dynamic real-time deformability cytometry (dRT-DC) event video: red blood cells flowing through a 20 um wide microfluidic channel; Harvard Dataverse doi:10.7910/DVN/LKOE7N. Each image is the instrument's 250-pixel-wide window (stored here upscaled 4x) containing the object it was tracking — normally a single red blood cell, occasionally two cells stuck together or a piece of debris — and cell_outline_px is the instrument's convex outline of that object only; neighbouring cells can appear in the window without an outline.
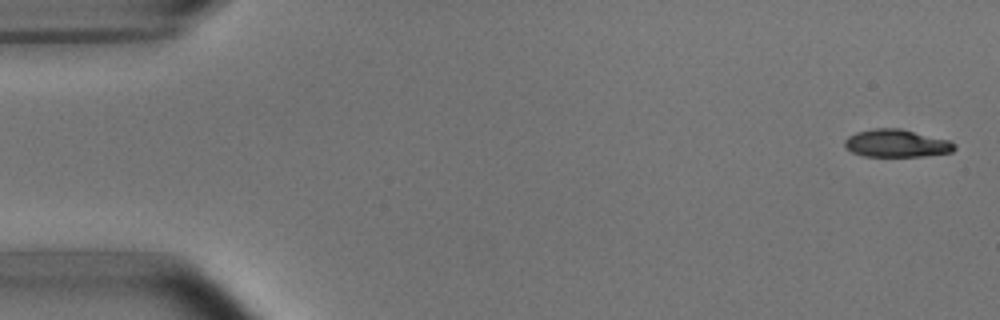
{"species": "common noctule bat (a hibernating species)", "species_latin": "Nyctalus noctula", "temperature_condition": "room temperature", "stored_images_in_passage": 5, "camera_frame_rate_fps": 3000, "um_per_image_px": 0.085, "animal": {"sex": "male", "body_mass_g": 15.6}, "frame": {"image": 1, "passage_image": 1, "time_ms": 0.0, "image_size_px": [1000, 320], "cell_outline_px": [[956, 148], [952, 152], [924, 156], [864, 156], [852, 152], [844, 148], [844, 140], [848, 136], [856, 132], [876, 128], [900, 128], [948, 140], [956, 144]], "centroid_in_image_um": [76.18, 12.18], "position_along_channel_um": 8.8, "area_um2": 17.74}}